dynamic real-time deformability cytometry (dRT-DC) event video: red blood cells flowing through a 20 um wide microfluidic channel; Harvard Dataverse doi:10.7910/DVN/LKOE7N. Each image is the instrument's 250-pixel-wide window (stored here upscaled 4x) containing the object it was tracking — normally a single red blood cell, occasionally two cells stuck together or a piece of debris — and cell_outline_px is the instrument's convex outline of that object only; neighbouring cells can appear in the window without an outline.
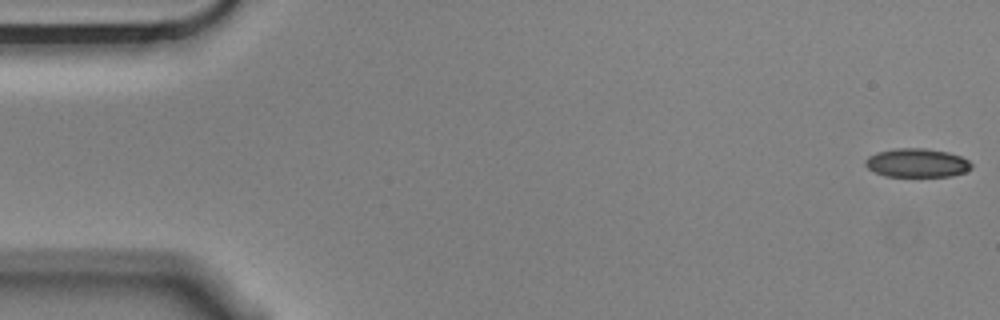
{"species": "Egyptian fruit bat (a non-hibernating species)", "species_latin": "Rousettus aegyptiacus", "temperature_condition": "cold", "stored_images_in_passage": 4, "camera_frame_rate_fps": 3000, "um_per_image_px": 0.085, "animal": {"sex": "male"}, "frame": {"image": 1, "passage_image": 1, "time_ms": 0.0, "image_size_px": [1000, 320], "cell_outline_px": [[972, 168], [964, 172], [952, 176], [884, 176], [868, 168], [864, 164], [864, 160], [868, 156], [876, 152], [896, 148], [924, 148], [948, 152], [960, 156], [968, 160], [972, 164]], "centroid_in_image_um": [77.92, 13.84], "position_along_channel_um": 7.1, "area_um2": 17.8}}
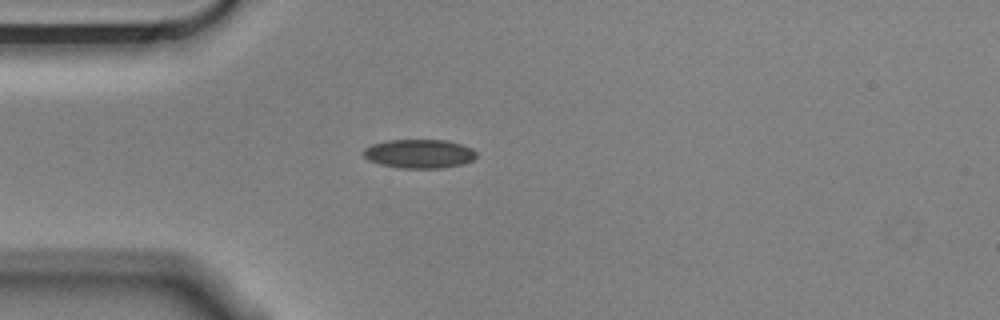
{"frame": {"image": 2, "passage_image": 4, "time_ms": 1.0, "image_size_px": [1000, 320], "cell_outline_px": [[476, 160], [464, 164], [440, 168], [400, 168], [380, 164], [368, 160], [360, 152], [364, 148], [372, 144], [388, 140], [448, 140], [472, 148], [476, 152]], "centroid_in_image_um": [35.64, 13.07], "position_along_channel_um": 49.4, "area_um2": 19.25}}